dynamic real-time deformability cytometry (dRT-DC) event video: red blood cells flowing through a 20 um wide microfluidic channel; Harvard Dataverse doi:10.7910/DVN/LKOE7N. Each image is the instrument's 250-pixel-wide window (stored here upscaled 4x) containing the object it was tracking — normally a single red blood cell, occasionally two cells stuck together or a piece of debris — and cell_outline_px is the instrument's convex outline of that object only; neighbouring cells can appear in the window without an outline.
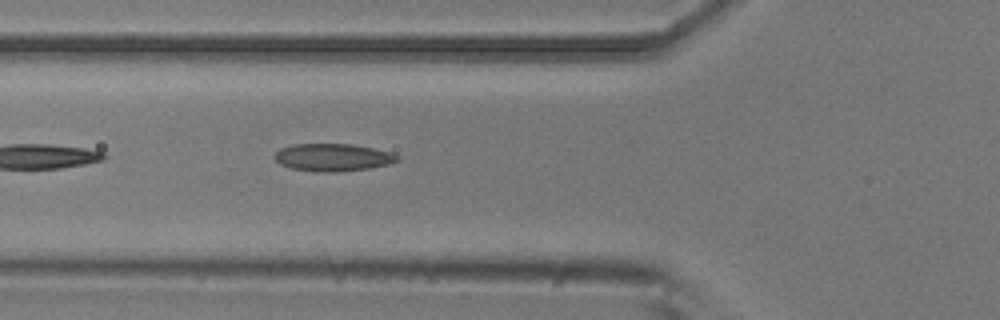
{"species": "common noctule bat (a hibernating species)", "species_latin": "Nyctalus noctula", "temperature_condition": "room temperature", "stored_images_in_passage": 2, "camera_frame_rate_fps": 3000, "um_per_image_px": 0.085, "animal": {"sex": "male", "body_mass_g": 20.5, "forearm_length_mm": 52.5}, "frame": {"image": 1, "passage_image": 2, "time_ms": 0.333, "image_size_px": [1000, 320], "cell_outline_px": [[400, 160], [392, 164], [368, 168], [336, 172], [316, 172], [292, 168], [280, 164], [272, 156], [280, 148], [292, 144], [352, 144], [392, 152], [400, 156]], "centroid_in_image_um": [28.31, 13.37], "position_along_channel_um": 97.5, "area_um2": 19.88}}